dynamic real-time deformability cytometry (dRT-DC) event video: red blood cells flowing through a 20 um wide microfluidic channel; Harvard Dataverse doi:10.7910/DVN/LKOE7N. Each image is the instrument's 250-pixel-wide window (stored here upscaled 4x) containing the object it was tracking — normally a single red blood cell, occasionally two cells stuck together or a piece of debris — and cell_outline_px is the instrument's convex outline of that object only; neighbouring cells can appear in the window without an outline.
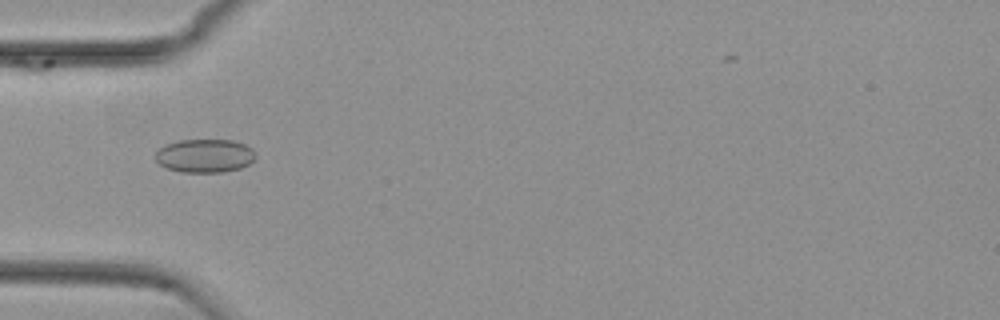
{"species": "common noctule bat (a hibernating species)", "species_latin": "Nyctalus noctula", "temperature_condition": "cold", "stored_images_in_passage": 55, "camera_frame_rate_fps": 3000, "um_per_image_px": 0.085, "animal": {"sex": "female", "body_mass_g": 29.2, "forearm_length_mm": 56.3}, "frame": {"image": 1, "passage_image": 18, "time_ms": 5.667, "image_size_px": [1000, 320], "cell_outline_px": [[256, 156], [248, 164], [240, 168], [224, 172], [180, 172], [168, 168], [160, 164], [156, 160], [156, 152], [164, 144], [180, 140], [232, 140], [244, 144], [252, 148], [256, 152]], "centroid_in_image_um": [17.41, 13.23], "position_along_channel_um": 67.6, "area_um2": 19.54}}
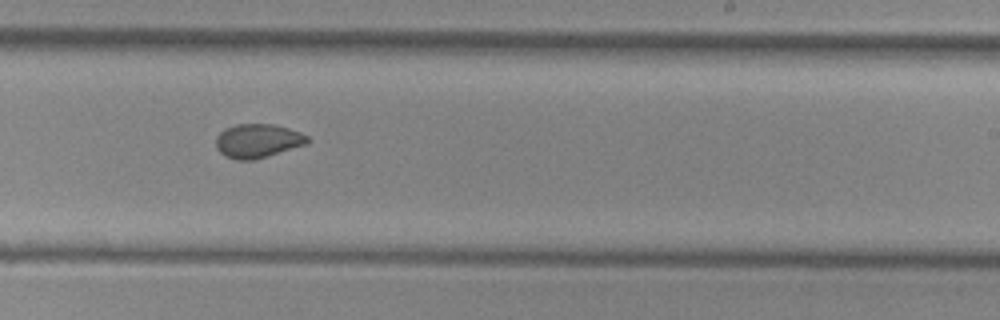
{"frame": {"image": 2, "passage_image": 34, "time_ms": 11.0, "image_size_px": [1000, 320], "cell_outline_px": [[312, 140], [308, 144], [268, 156], [252, 160], [236, 160], [224, 156], [216, 148], [216, 136], [224, 128], [236, 124], [272, 124], [288, 128], [300, 132], [308, 136]], "centroid_in_image_um": [21.92, 11.97], "position_along_channel_um": 267.1, "area_um2": 18.32}}
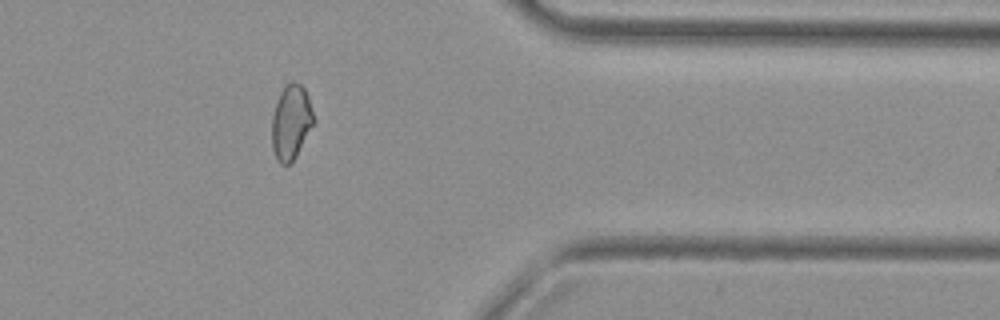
{"frame": {"image": 3, "passage_image": 45, "time_ms": 14.667, "image_size_px": [1000, 320], "cell_outline_px": [[316, 120], [296, 156], [288, 164], [280, 164], [276, 160], [272, 148], [272, 116], [280, 92], [292, 80], [300, 84], [304, 88], [308, 96]], "centroid_in_image_um": [24.75, 10.39], "position_along_channel_um": 386.7, "area_um2": 18.21}, "authors_computed_cell_mechanics": {"area_um2": 18.8428, "velocity_mm_per_s": 3.739, "shape_relaxation_time_tau1_ms": null, "shape_relaxation_time_tau2_ms": 2.16, "deformation_change_tau1": null, "deformation_change_tau2": 0.0438}}